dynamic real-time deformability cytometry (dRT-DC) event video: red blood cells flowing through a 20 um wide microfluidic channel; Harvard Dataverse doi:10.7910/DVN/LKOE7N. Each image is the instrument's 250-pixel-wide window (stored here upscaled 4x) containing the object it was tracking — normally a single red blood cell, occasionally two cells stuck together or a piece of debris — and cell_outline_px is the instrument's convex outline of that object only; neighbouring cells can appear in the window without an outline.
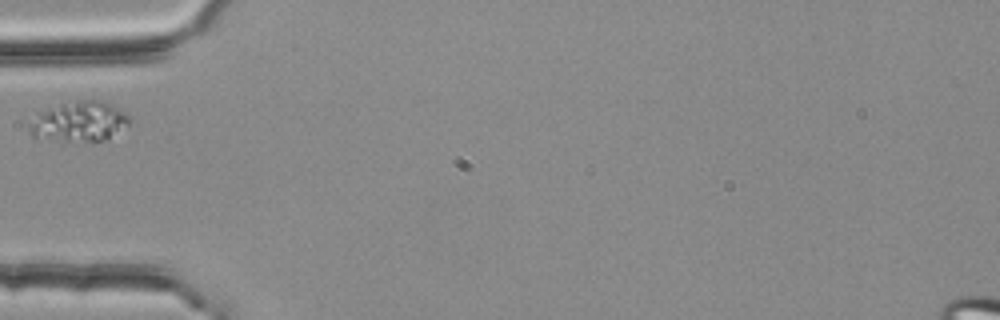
{"species": "common noctule bat (a hibernating species)", "species_latin": "Nyctalus noctula", "temperature_condition": "room temperature", "stored_images_in_passage": 1, "camera_frame_rate_fps": 3000, "um_per_image_px": 0.085, "animal": {"sex": "female", "body_mass_g": 25.1}, "frame": {"image": 1, "passage_image": 1, "time_ms": 0.0, "image_size_px": [1000, 320], "cell_outline_px": [[128, 124], [108, 140], [32, 140], [24, 120], [36, 112], [60, 104], [76, 100], [100, 100], [124, 112], [128, 116]], "centroid_in_image_um": [6.54, 10.34], "position_along_channel_um": 78.5, "area_um2": 23.87}}